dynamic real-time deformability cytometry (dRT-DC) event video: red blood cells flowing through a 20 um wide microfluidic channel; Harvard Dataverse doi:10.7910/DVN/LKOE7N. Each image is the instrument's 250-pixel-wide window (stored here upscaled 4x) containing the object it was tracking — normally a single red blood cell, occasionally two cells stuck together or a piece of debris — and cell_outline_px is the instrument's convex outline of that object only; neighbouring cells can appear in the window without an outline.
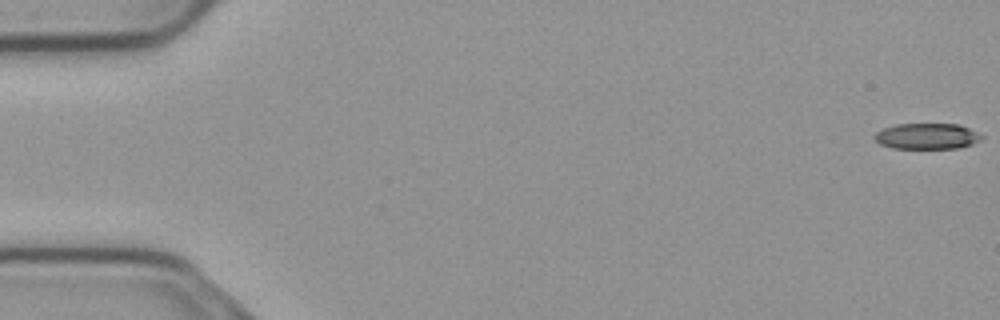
{"species": "common noctule bat (a hibernating species)", "species_latin": "Nyctalus noctula", "temperature_condition": "cold", "stored_images_in_passage": 56, "camera_frame_rate_fps": 3000, "um_per_image_px": 0.085, "animal": {"sex": "male", "body_mass_g": 23.1, "forearm_length_mm": 52.7}, "frame": {"image": 1, "passage_image": 1, "time_ms": 0.0, "image_size_px": [1000, 320], "cell_outline_px": [[984, 136], [980, 140], [972, 144], [960, 148], [892, 148], [880, 144], [872, 136], [876, 132], [884, 128], [896, 124], [960, 124]], "centroid_in_image_um": [78.79, 11.58], "position_along_channel_um": 6.2, "area_um2": 16.13}}
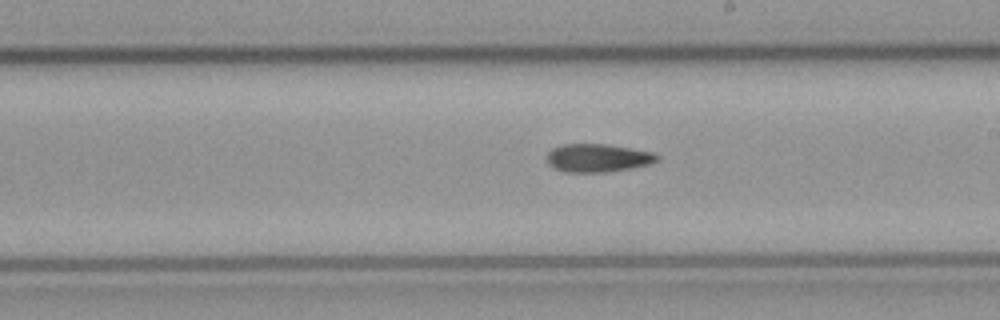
{"frame": {"image": 2, "passage_image": 32, "time_ms": 10.333, "image_size_px": [1000, 320], "cell_outline_px": [[660, 156], [656, 160], [648, 164], [632, 168], [608, 172], [564, 172], [548, 164], [548, 152], [552, 148], [560, 144], [604, 144], [652, 152]], "centroid_in_image_um": [50.78, 13.43], "position_along_channel_um": 238.2, "area_um2": 17.92}}
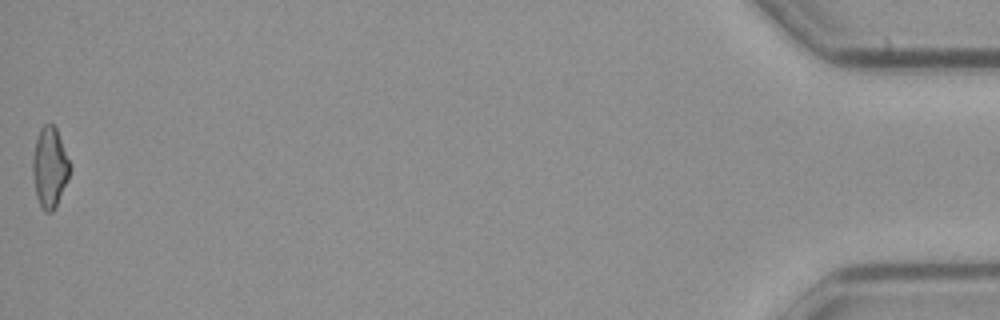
{"frame": {"image": 3, "passage_image": 56, "time_ms": 18.333, "image_size_px": [1000, 320], "cell_outline_px": [[72, 168], [68, 180], [52, 212], [44, 212], [40, 208], [36, 196], [32, 172], [32, 160], [36, 136], [40, 128], [44, 124], [52, 124], [56, 128], [72, 164]], "centroid_in_image_um": [4.23, 14.22], "position_along_channel_um": 431.0, "area_um2": 17.74}}